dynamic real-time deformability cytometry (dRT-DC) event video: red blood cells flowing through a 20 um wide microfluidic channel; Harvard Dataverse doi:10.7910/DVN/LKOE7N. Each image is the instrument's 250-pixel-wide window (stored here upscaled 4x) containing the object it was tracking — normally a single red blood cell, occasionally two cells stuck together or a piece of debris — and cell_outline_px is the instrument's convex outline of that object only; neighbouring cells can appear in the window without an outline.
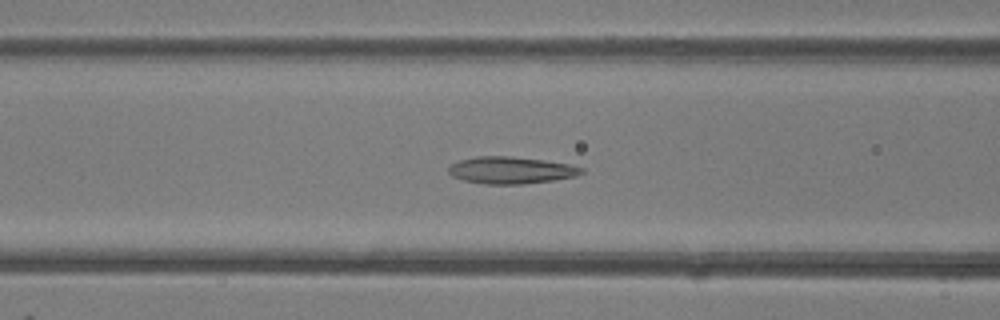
{"species": "common noctule bat (a hibernating species)", "species_latin": "Nyctalus noctula", "temperature_condition": "room temperature", "stored_images_in_passage": 39, "camera_frame_rate_fps": 3000, "um_per_image_px": 0.085, "animal": {"sex": "female"}, "frame": {"image": 1, "passage_image": 19, "time_ms": 6.0, "image_size_px": [1000, 320], "cell_outline_px": [[584, 172], [576, 176], [552, 180], [524, 184], [484, 184], [464, 180], [452, 176], [448, 172], [448, 168], [452, 164], [460, 160], [476, 156], [512, 156], [544, 160], [568, 164], [584, 168]], "centroid_in_image_um": [43.43, 14.46], "position_along_channel_um": 123.2, "area_um2": 20.87}}
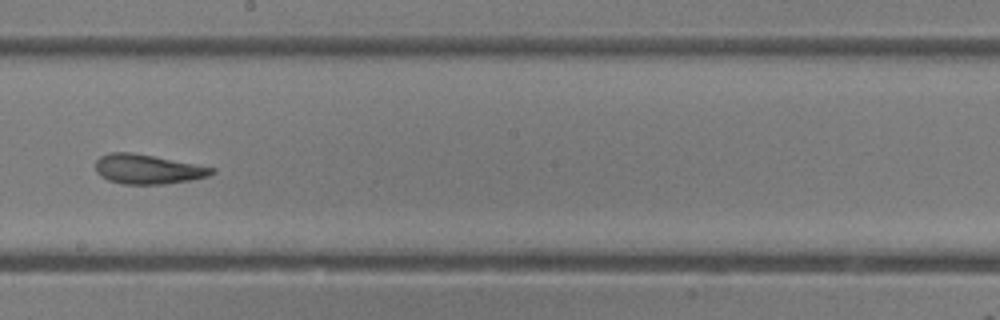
{"frame": {"image": 2, "passage_image": 27, "time_ms": 8.667, "image_size_px": [1000, 320], "cell_outline_px": [[216, 172], [208, 176], [188, 180], [164, 184], [124, 184], [108, 180], [100, 176], [96, 172], [96, 160], [100, 156], [112, 152], [128, 152], [152, 156], [216, 168]], "centroid_in_image_um": [12.53, 14.38], "position_along_channel_um": 235.7, "area_um2": 19.77}}
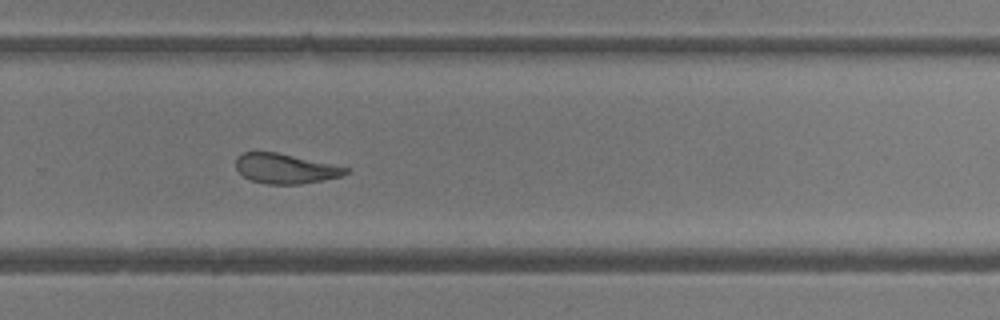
{"frame": {"image": 3, "passage_image": 32, "time_ms": 10.333, "image_size_px": [1000, 320], "cell_outline_px": [[352, 168], [348, 172], [340, 176], [324, 180], [300, 184], [268, 184], [252, 180], [244, 176], [236, 168], [236, 156], [244, 152], [276, 152]], "centroid_in_image_um": [24.27, 14.32], "position_along_channel_um": 305.5, "area_um2": 19.02}, "authors_computed_cell_mechanics": {"area_um2": 20.23, "velocity_mm_per_s": 4.2109, "shape_relaxation_time_tau1_ms": 4.7215, "shape_relaxation_time_tau2_ms": 2.1096, "deformation_change_tau1": 0.156, "deformation_change_tau2": 0.111}}